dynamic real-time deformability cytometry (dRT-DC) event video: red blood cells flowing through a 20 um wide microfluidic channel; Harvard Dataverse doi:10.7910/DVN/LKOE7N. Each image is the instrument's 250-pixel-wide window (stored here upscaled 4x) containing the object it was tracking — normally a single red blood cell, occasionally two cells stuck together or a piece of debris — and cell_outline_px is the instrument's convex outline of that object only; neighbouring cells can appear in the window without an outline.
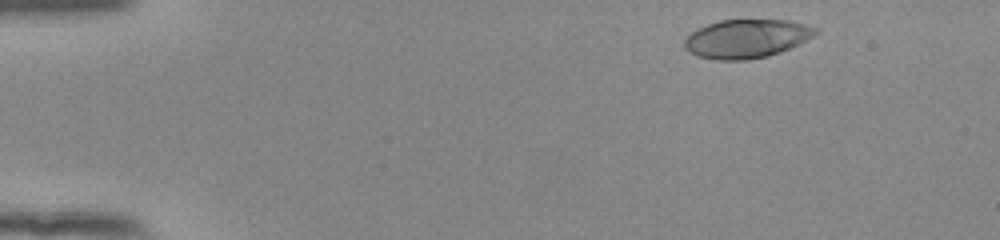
{"species": "human", "species_latin": "Homo sapiens", "temperature_condition": "room temperature", "stored_images_in_passage": 49, "camera_frame_rate_fps": 3000, "um_per_image_px": 0.085, "donor": {"sex": "female"}, "frame": {"image": 1, "passage_image": 3, "time_ms": 0.667, "image_size_px": [1000, 240], "cell_outline_px": [[820, 28], [812, 36], [788, 48], [768, 56], [748, 60], [716, 60], [696, 56], [688, 52], [684, 48], [684, 40], [692, 32], [708, 24], [720, 20], [788, 20], [808, 24]], "centroid_in_image_um": [63.43, 3.29], "position_along_channel_um": 21.6, "area_um2": 29.36}}
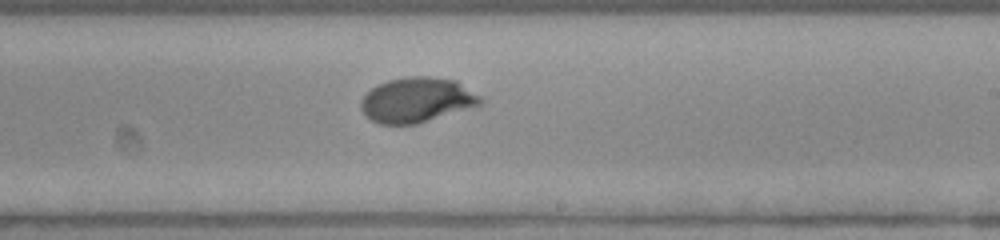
{"frame": {"image": 2, "passage_image": 29, "time_ms": 9.333, "image_size_px": [1000, 240], "cell_outline_px": [[484, 100], [480, 104], [416, 124], [380, 124], [372, 120], [360, 108], [360, 100], [372, 88], [388, 80], [408, 76], [428, 76], [456, 80], [480, 96]], "centroid_in_image_um": [35.41, 8.48], "position_along_channel_um": 253.6, "area_um2": 30.87}}
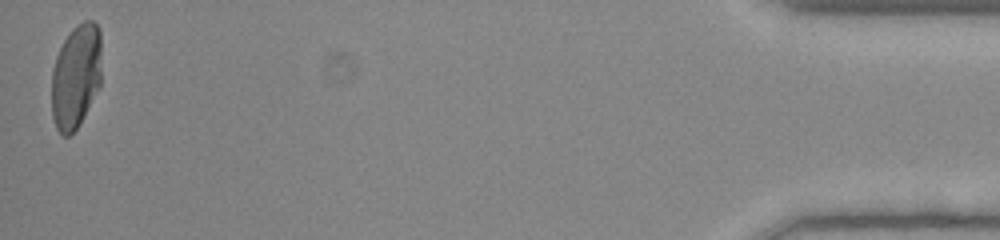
{"frame": {"image": 3, "passage_image": 49, "time_ms": 16.0, "image_size_px": [1000, 240], "cell_outline_px": [[100, 88], [84, 116], [76, 128], [68, 136], [64, 136], [56, 128], [52, 116], [52, 68], [56, 56], [64, 40], [72, 28], [76, 24], [84, 20], [92, 20], [100, 28]], "centroid_in_image_um": [6.45, 6.46], "position_along_channel_um": 428.7, "area_um2": 30.46}, "authors_computed_cell_mechanics": {"area_um2": 30.4606, "velocity_mm_per_s": 3.9037, "shape_relaxation_time_tau1_ms": 4.3426, "shape_relaxation_time_tau2_ms": null, "deformation_change_tau1": 0.218, "deformation_change_tau2": null}}